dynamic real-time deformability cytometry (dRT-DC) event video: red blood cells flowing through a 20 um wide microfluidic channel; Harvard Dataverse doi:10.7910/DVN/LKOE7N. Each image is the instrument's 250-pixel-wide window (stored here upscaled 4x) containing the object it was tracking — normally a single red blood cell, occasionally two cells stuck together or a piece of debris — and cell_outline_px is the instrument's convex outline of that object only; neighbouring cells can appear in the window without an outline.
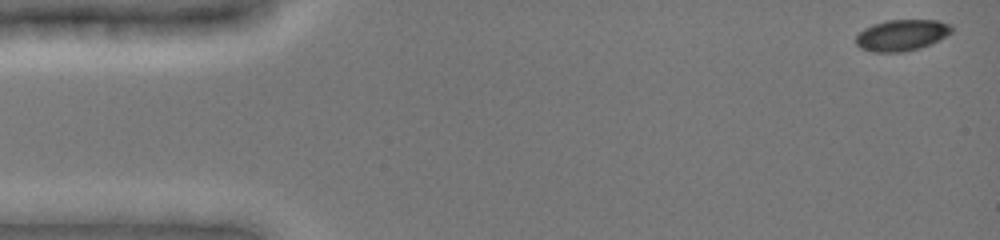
{"species": "common noctule bat (a hibernating species)", "species_latin": "Nyctalus noctula", "temperature_condition": "cold", "stored_images_in_passage": 48, "camera_frame_rate_fps": 3000, "um_per_image_px": 0.085, "animal": {"sex": "female", "body_mass_g": 19.0, "forearm_length_mm": 51.5}, "frame": {"image": 1, "passage_image": 1, "time_ms": 0.0, "image_size_px": [1000, 240], "cell_outline_px": [[952, 32], [940, 40], [920, 48], [904, 52], [872, 52], [860, 48], [856, 44], [856, 36], [864, 28], [872, 24], [888, 20], [936, 20], [952, 24]], "centroid_in_image_um": [76.65, 2.99], "position_along_channel_um": 8.3, "area_um2": 17.57}}
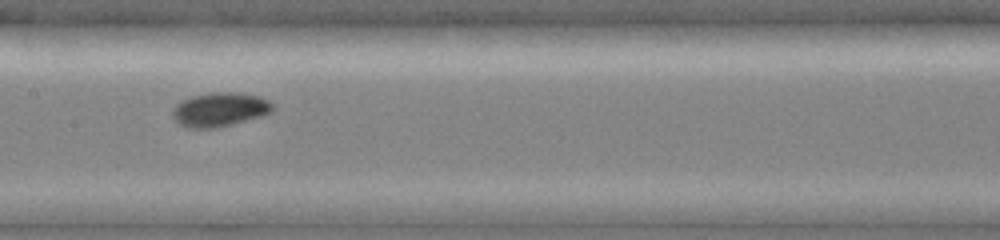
{"frame": {"image": 2, "passage_image": 24, "time_ms": 7.667, "image_size_px": [1000, 240], "cell_outline_px": [[276, 108], [272, 112], [260, 116], [232, 124], [216, 128], [188, 128], [180, 124], [172, 116], [172, 112], [176, 104], [180, 100], [192, 96], [212, 92], [240, 92], [260, 96], [268, 100]], "centroid_in_image_um": [18.69, 9.29], "position_along_channel_um": 188.7, "area_um2": 20.0}}
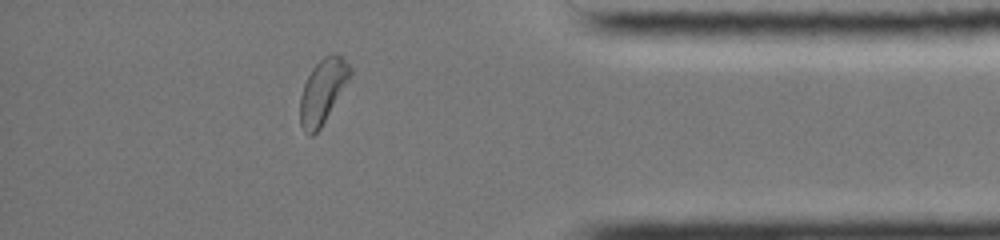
{"frame": {"image": 3, "passage_image": 42, "time_ms": 13.667, "image_size_px": [1000, 240], "cell_outline_px": [[352, 72], [320, 128], [312, 136], [308, 136], [304, 132], [300, 124], [300, 96], [304, 84], [312, 68], [324, 56], [332, 52], [340, 56], [352, 68]], "centroid_in_image_um": [27.39, 7.75], "position_along_channel_um": 407.8, "area_um2": 18.26}, "authors_computed_cell_mechanics": {"area_um2": 18.3515, "velocity_mm_per_s": 3.921, "shape_relaxation_time_tau1_ms": 1.7678, "shape_relaxation_time_tau2_ms": null, "deformation_change_tau1": 0.0835, "deformation_change_tau2": null}}